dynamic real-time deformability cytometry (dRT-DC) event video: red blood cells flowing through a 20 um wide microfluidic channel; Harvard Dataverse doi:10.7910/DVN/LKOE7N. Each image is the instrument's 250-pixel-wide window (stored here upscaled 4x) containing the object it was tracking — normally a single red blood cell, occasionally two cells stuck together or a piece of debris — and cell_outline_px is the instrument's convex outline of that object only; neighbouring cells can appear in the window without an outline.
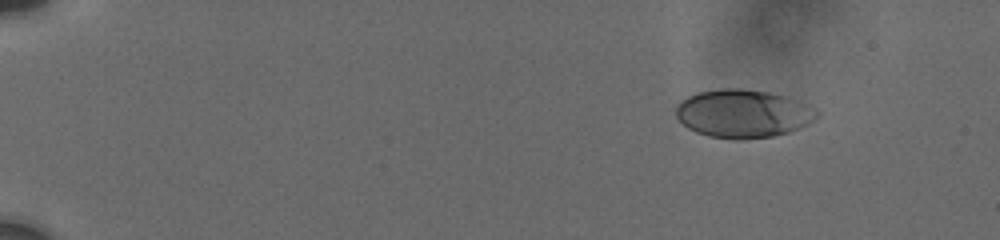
{"species": "human", "species_latin": "Homo sapiens", "temperature_condition": "cold", "stored_images_in_passage": 9, "camera_frame_rate_fps": 3000, "um_per_image_px": 0.085, "donor": {"sex": "male"}, "frame": {"image": 1, "passage_image": 3, "time_ms": 2.333, "image_size_px": [1000, 240], "cell_outline_px": [[820, 116], [808, 124], [788, 132], [772, 136], [740, 140], [736, 140], [708, 136], [696, 132], [688, 128], [676, 116], [676, 104], [680, 100], [696, 92], [724, 88], [740, 88], [768, 92], [788, 96], [816, 108], [820, 112]], "centroid_in_image_um": [63.17, 9.65], "position_along_channel_um": 21.8, "area_um2": 39.94}}
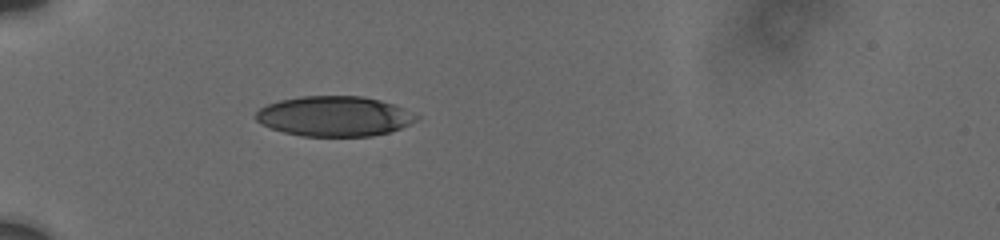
{"frame": {"image": 2, "passage_image": 7, "time_ms": 6.333, "image_size_px": [1000, 240], "cell_outline_px": [[420, 116], [416, 120], [400, 128], [388, 132], [372, 136], [300, 136], [284, 132], [260, 124], [256, 120], [256, 112], [260, 108], [268, 104], [280, 100], [300, 96], [364, 96], [380, 100], [404, 108]], "centroid_in_image_um": [28.41, 9.88], "position_along_channel_um": 56.6, "area_um2": 37.45}}
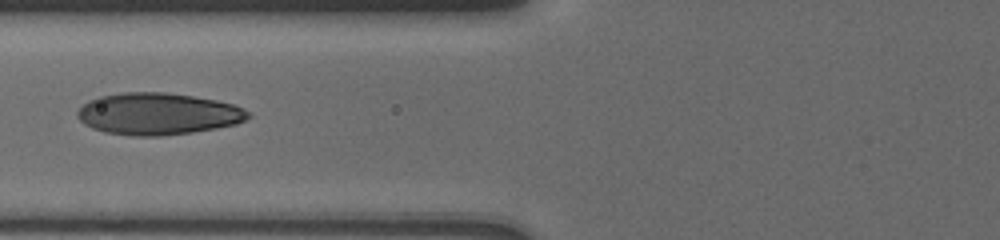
{"frame": {"image": 3, "passage_image": 9, "time_ms": 8.333, "image_size_px": [1000, 240], "cell_outline_px": [[252, 116], [236, 124], [216, 128], [192, 132], [160, 136], [136, 136], [104, 132], [92, 128], [84, 124], [76, 116], [76, 112], [88, 100], [100, 96], [120, 92], [168, 92], [216, 100], [232, 104], [244, 108], [252, 112]], "centroid_in_image_um": [13.42, 9.67], "position_along_channel_um": 112.4, "area_um2": 41.85}}